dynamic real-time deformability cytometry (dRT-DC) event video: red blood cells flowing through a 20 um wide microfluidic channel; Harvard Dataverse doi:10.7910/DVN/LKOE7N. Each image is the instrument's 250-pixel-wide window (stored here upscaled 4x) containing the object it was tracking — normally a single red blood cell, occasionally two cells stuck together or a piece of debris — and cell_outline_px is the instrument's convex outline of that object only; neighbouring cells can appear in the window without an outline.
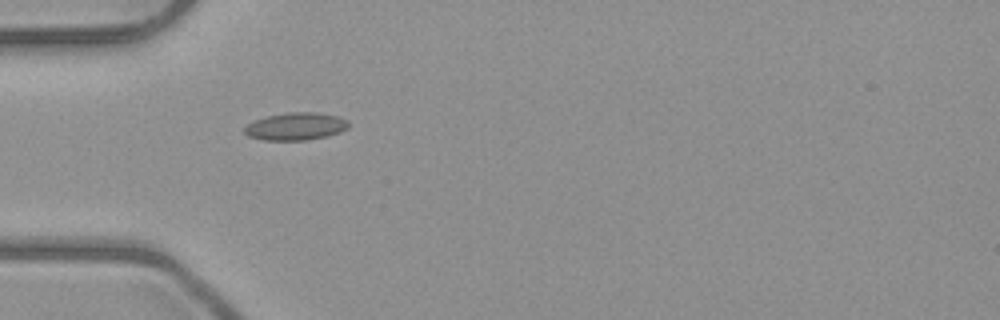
{"species": "common noctule bat (a hibernating species)", "species_latin": "Nyctalus noctula", "temperature_condition": "room temperature", "stored_images_in_passage": 3, "camera_frame_rate_fps": 3000, "um_per_image_px": 0.085, "animal": {"sex": "male", "body_mass_g": 23.1, "forearm_length_mm": 52.7}, "frame": {"image": 1, "passage_image": 2, "time_ms": 1.333, "image_size_px": [1000, 320], "cell_outline_px": [[348, 128], [340, 132], [308, 140], [264, 140], [248, 136], [244, 132], [244, 128], [248, 124], [256, 120], [268, 116], [288, 112], [316, 112], [336, 116], [348, 120]], "centroid_in_image_um": [25.14, 10.74], "position_along_channel_um": 59.9, "area_um2": 16.53}}
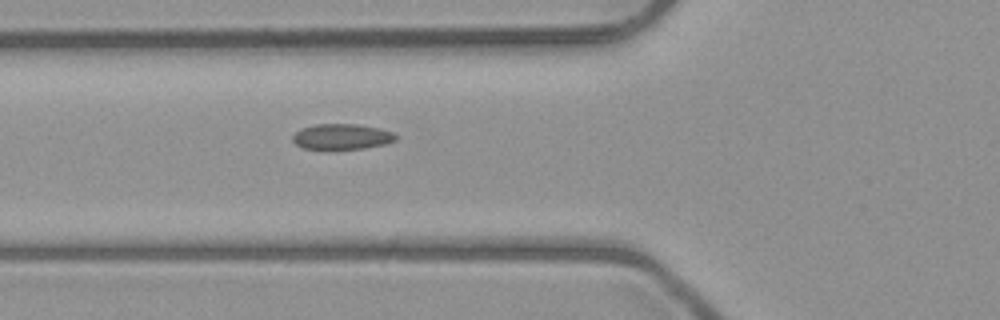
{"frame": {"image": 2, "passage_image": 3, "time_ms": 2.333, "image_size_px": [1000, 320], "cell_outline_px": [[396, 140], [384, 144], [364, 148], [304, 148], [296, 144], [292, 140], [292, 136], [300, 128], [316, 124], [356, 124], [380, 128], [392, 132], [396, 136]], "centroid_in_image_um": [29.04, 11.59], "position_along_channel_um": 96.8, "area_um2": 15.09}}